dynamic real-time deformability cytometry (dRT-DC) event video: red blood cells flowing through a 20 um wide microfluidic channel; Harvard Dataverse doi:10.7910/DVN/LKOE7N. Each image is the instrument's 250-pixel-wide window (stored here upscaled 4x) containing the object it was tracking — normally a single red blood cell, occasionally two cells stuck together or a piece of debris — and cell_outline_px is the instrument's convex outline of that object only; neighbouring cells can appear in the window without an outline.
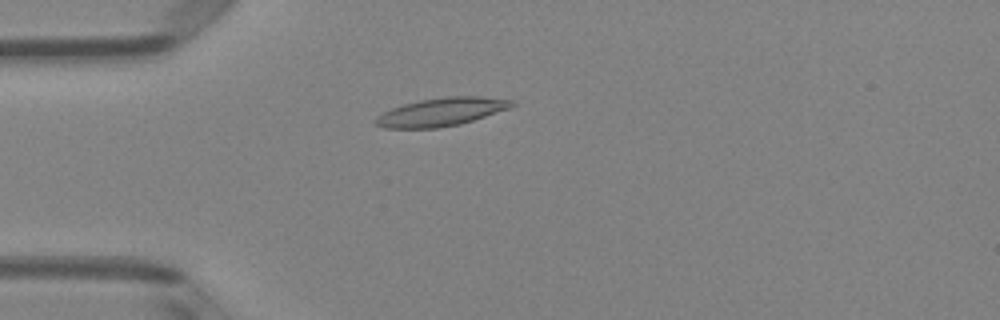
{"species": "Egyptian fruit bat (a non-hibernating species)", "species_latin": "Rousettus aegyptiacus", "temperature_condition": "room temperature", "stored_images_in_passage": 51, "camera_frame_rate_fps": 3000, "um_per_image_px": 0.085, "animal": {"sex": "female"}, "frame": {"image": 1, "passage_image": 14, "time_ms": 4.333, "image_size_px": [1000, 320], "cell_outline_px": [[516, 104], [512, 108], [460, 124], [440, 128], [384, 128], [376, 124], [372, 120], [376, 116], [392, 108], [404, 104], [420, 100], [448, 96], [480, 96], [516, 100]], "centroid_in_image_um": [37.56, 9.51], "position_along_channel_um": 47.4, "area_um2": 22.6}}
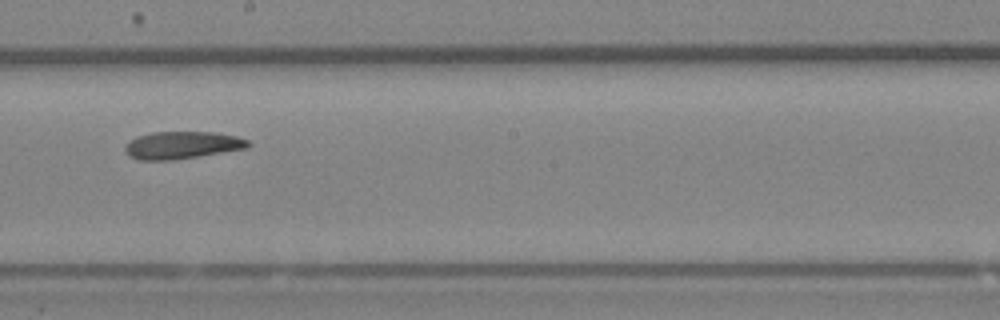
{"frame": {"image": 2, "passage_image": 29, "time_ms": 9.333, "image_size_px": [1000, 320], "cell_outline_px": [[252, 144], [248, 148], [200, 156], [172, 160], [136, 160], [128, 156], [124, 152], [124, 148], [128, 140], [136, 136], [152, 132], [216, 132], [236, 136], [248, 140]], "centroid_in_image_um": [15.44, 12.34], "position_along_channel_um": 232.8, "area_um2": 20.0}}
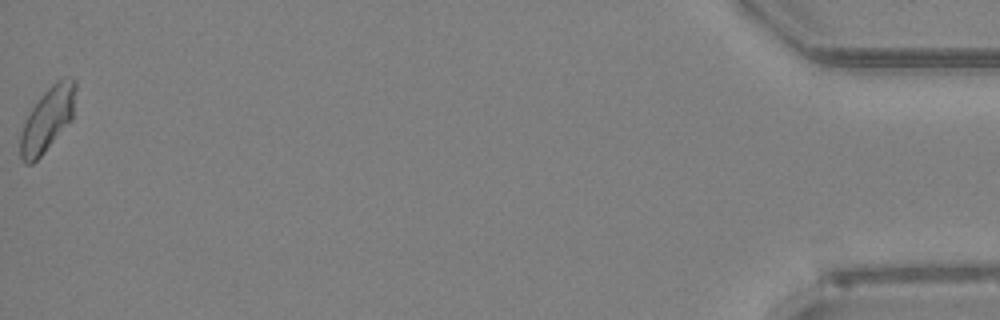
{"frame": {"image": 3, "passage_image": 51, "time_ms": 16.667, "image_size_px": [1000, 320], "cell_outline_px": [[76, 88], [72, 120], [44, 152], [32, 164], [24, 164], [20, 156], [20, 136], [24, 124], [32, 108], [40, 96], [56, 80], [64, 76], [72, 76], [76, 80]], "centroid_in_image_um": [4.06, 10.1], "position_along_channel_um": 431.1, "area_um2": 20.63}}